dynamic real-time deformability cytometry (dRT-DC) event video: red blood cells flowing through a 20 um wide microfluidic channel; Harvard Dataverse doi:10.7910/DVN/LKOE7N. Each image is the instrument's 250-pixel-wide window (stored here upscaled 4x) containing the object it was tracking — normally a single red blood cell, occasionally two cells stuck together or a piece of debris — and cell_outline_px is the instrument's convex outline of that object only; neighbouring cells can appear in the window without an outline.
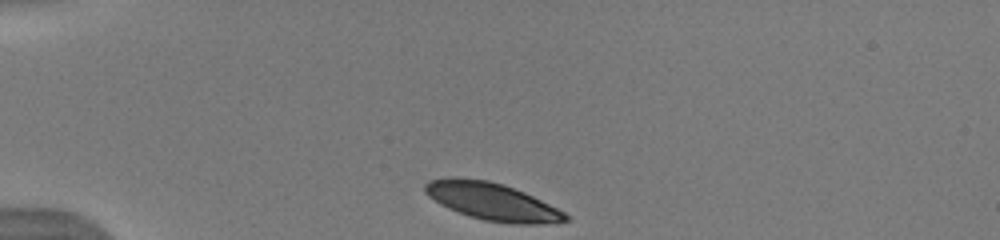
{"species": "human", "species_latin": "Homo sapiens", "temperature_condition": "warm", "stored_images_in_passage": 40, "camera_frame_rate_fps": 3000, "um_per_image_px": 0.085, "donor": {"sex": "male"}, "frame": {"image": 1, "passage_image": 1, "time_ms": 0.0, "image_size_px": [1000, 240], "cell_outline_px": [[568, 220], [540, 224], [512, 224], [484, 220], [448, 208], [440, 204], [428, 196], [424, 192], [424, 184], [428, 180], [452, 176], [456, 176], [488, 180], [504, 184], [524, 192], [564, 212], [568, 216]], "centroid_in_image_um": [41.77, 17.1], "position_along_channel_um": 43.2, "area_um2": 30.52}}
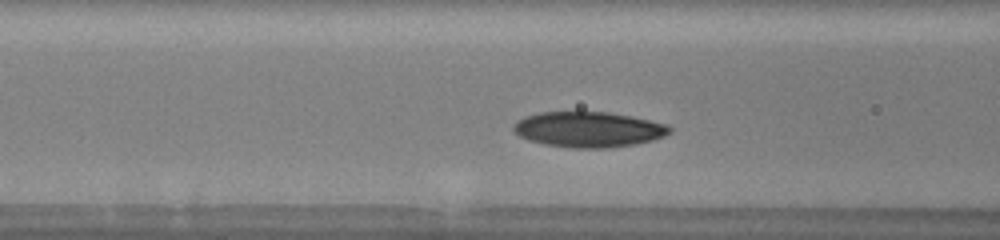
{"frame": {"image": 2, "passage_image": 10, "time_ms": 3.0, "image_size_px": [1000, 240], "cell_outline_px": [[672, 132], [664, 136], [652, 140], [636, 144], [608, 148], [572, 148], [544, 144], [528, 140], [520, 136], [512, 128], [512, 124], [516, 120], [524, 116], [540, 112], [608, 112], [632, 116], [668, 124], [672, 128]], "centroid_in_image_um": [50.03, 11.0], "position_along_channel_um": 116.6, "area_um2": 32.54}}
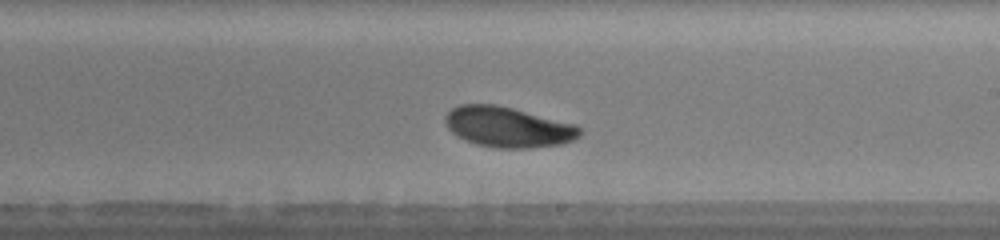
{"frame": {"image": 3, "passage_image": 20, "time_ms": 6.333, "image_size_px": [1000, 240], "cell_outline_px": [[580, 136], [572, 140], [560, 144], [532, 148], [492, 148], [476, 144], [464, 140], [456, 136], [448, 128], [444, 120], [444, 116], [452, 108], [460, 104], [496, 104], [576, 124], [580, 128]], "centroid_in_image_um": [43.14, 10.8], "position_along_channel_um": 245.9, "area_um2": 31.79}, "authors_computed_cell_mechanics": {"area_um2": 30.923, "velocity_mm_per_s": 3.8815, "shape_relaxation_time_tau1_ms": 2.6323, "shape_relaxation_time_tau2_ms": null, "deformation_change_tau1": 0.106, "deformation_change_tau2": null}}